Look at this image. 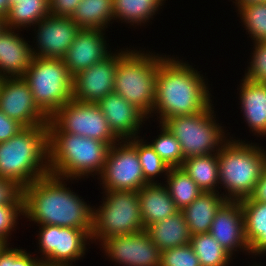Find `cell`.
<instances>
[{
    "mask_svg": "<svg viewBox=\"0 0 266 266\" xmlns=\"http://www.w3.org/2000/svg\"><path fill=\"white\" fill-rule=\"evenodd\" d=\"M64 180L48 174L22 189L24 216L39 225L78 228L91 236L93 208Z\"/></svg>",
    "mask_w": 266,
    "mask_h": 266,
    "instance_id": "1",
    "label": "cell"
},
{
    "mask_svg": "<svg viewBox=\"0 0 266 266\" xmlns=\"http://www.w3.org/2000/svg\"><path fill=\"white\" fill-rule=\"evenodd\" d=\"M169 56L158 54L152 113L159 114L160 123L174 116L201 113L212 104L207 79L188 62Z\"/></svg>",
    "mask_w": 266,
    "mask_h": 266,
    "instance_id": "2",
    "label": "cell"
},
{
    "mask_svg": "<svg viewBox=\"0 0 266 266\" xmlns=\"http://www.w3.org/2000/svg\"><path fill=\"white\" fill-rule=\"evenodd\" d=\"M47 127L51 175L66 181L88 178V175H101L110 144L62 132L50 120Z\"/></svg>",
    "mask_w": 266,
    "mask_h": 266,
    "instance_id": "3",
    "label": "cell"
},
{
    "mask_svg": "<svg viewBox=\"0 0 266 266\" xmlns=\"http://www.w3.org/2000/svg\"><path fill=\"white\" fill-rule=\"evenodd\" d=\"M50 174L47 125L23 127L8 141L0 142V177L24 189Z\"/></svg>",
    "mask_w": 266,
    "mask_h": 266,
    "instance_id": "4",
    "label": "cell"
},
{
    "mask_svg": "<svg viewBox=\"0 0 266 266\" xmlns=\"http://www.w3.org/2000/svg\"><path fill=\"white\" fill-rule=\"evenodd\" d=\"M244 142L231 137L217 152L219 184L225 189L226 200L240 201L250 197L266 167L264 148Z\"/></svg>",
    "mask_w": 266,
    "mask_h": 266,
    "instance_id": "5",
    "label": "cell"
},
{
    "mask_svg": "<svg viewBox=\"0 0 266 266\" xmlns=\"http://www.w3.org/2000/svg\"><path fill=\"white\" fill-rule=\"evenodd\" d=\"M118 51L114 93L136 106L148 118L155 104L158 53L142 50Z\"/></svg>",
    "mask_w": 266,
    "mask_h": 266,
    "instance_id": "6",
    "label": "cell"
},
{
    "mask_svg": "<svg viewBox=\"0 0 266 266\" xmlns=\"http://www.w3.org/2000/svg\"><path fill=\"white\" fill-rule=\"evenodd\" d=\"M22 78L48 118L72 99L73 76L63 59L33 57Z\"/></svg>",
    "mask_w": 266,
    "mask_h": 266,
    "instance_id": "7",
    "label": "cell"
},
{
    "mask_svg": "<svg viewBox=\"0 0 266 266\" xmlns=\"http://www.w3.org/2000/svg\"><path fill=\"white\" fill-rule=\"evenodd\" d=\"M103 203L93 207L92 242L145 230L138 191L104 190Z\"/></svg>",
    "mask_w": 266,
    "mask_h": 266,
    "instance_id": "8",
    "label": "cell"
},
{
    "mask_svg": "<svg viewBox=\"0 0 266 266\" xmlns=\"http://www.w3.org/2000/svg\"><path fill=\"white\" fill-rule=\"evenodd\" d=\"M212 106L201 113L174 116L161 122L178 140L185 159L217 153L229 139L224 127L216 122Z\"/></svg>",
    "mask_w": 266,
    "mask_h": 266,
    "instance_id": "9",
    "label": "cell"
},
{
    "mask_svg": "<svg viewBox=\"0 0 266 266\" xmlns=\"http://www.w3.org/2000/svg\"><path fill=\"white\" fill-rule=\"evenodd\" d=\"M49 120L62 132L93 138L110 145L120 141L110 129L97 103H85L71 99Z\"/></svg>",
    "mask_w": 266,
    "mask_h": 266,
    "instance_id": "10",
    "label": "cell"
},
{
    "mask_svg": "<svg viewBox=\"0 0 266 266\" xmlns=\"http://www.w3.org/2000/svg\"><path fill=\"white\" fill-rule=\"evenodd\" d=\"M98 179L107 191H139L148 184L137 150L127 140H120L110 146L104 169Z\"/></svg>",
    "mask_w": 266,
    "mask_h": 266,
    "instance_id": "11",
    "label": "cell"
},
{
    "mask_svg": "<svg viewBox=\"0 0 266 266\" xmlns=\"http://www.w3.org/2000/svg\"><path fill=\"white\" fill-rule=\"evenodd\" d=\"M38 226L40 259L45 265H73L85 255L87 242H92L91 236L78 228Z\"/></svg>",
    "mask_w": 266,
    "mask_h": 266,
    "instance_id": "12",
    "label": "cell"
},
{
    "mask_svg": "<svg viewBox=\"0 0 266 266\" xmlns=\"http://www.w3.org/2000/svg\"><path fill=\"white\" fill-rule=\"evenodd\" d=\"M109 260L122 266H159L161 250L143 230L133 234L109 237L100 244Z\"/></svg>",
    "mask_w": 266,
    "mask_h": 266,
    "instance_id": "13",
    "label": "cell"
},
{
    "mask_svg": "<svg viewBox=\"0 0 266 266\" xmlns=\"http://www.w3.org/2000/svg\"><path fill=\"white\" fill-rule=\"evenodd\" d=\"M0 111L23 127L47 125L49 118L35 104L22 77H5L0 90Z\"/></svg>",
    "mask_w": 266,
    "mask_h": 266,
    "instance_id": "14",
    "label": "cell"
},
{
    "mask_svg": "<svg viewBox=\"0 0 266 266\" xmlns=\"http://www.w3.org/2000/svg\"><path fill=\"white\" fill-rule=\"evenodd\" d=\"M37 47H32L33 56L41 58L63 59L67 50L73 43L80 31L70 17L54 16L47 17L34 25ZM38 27V28H36Z\"/></svg>",
    "mask_w": 266,
    "mask_h": 266,
    "instance_id": "15",
    "label": "cell"
},
{
    "mask_svg": "<svg viewBox=\"0 0 266 266\" xmlns=\"http://www.w3.org/2000/svg\"><path fill=\"white\" fill-rule=\"evenodd\" d=\"M118 52L73 76L72 99L85 103H98L114 92V79Z\"/></svg>",
    "mask_w": 266,
    "mask_h": 266,
    "instance_id": "16",
    "label": "cell"
},
{
    "mask_svg": "<svg viewBox=\"0 0 266 266\" xmlns=\"http://www.w3.org/2000/svg\"><path fill=\"white\" fill-rule=\"evenodd\" d=\"M209 233L232 256L239 250L247 251L249 254L240 201L226 200L221 205L215 214Z\"/></svg>",
    "mask_w": 266,
    "mask_h": 266,
    "instance_id": "17",
    "label": "cell"
},
{
    "mask_svg": "<svg viewBox=\"0 0 266 266\" xmlns=\"http://www.w3.org/2000/svg\"><path fill=\"white\" fill-rule=\"evenodd\" d=\"M100 29L81 28L63 58L72 76L102 61L112 52L108 51L105 32Z\"/></svg>",
    "mask_w": 266,
    "mask_h": 266,
    "instance_id": "18",
    "label": "cell"
},
{
    "mask_svg": "<svg viewBox=\"0 0 266 266\" xmlns=\"http://www.w3.org/2000/svg\"><path fill=\"white\" fill-rule=\"evenodd\" d=\"M110 129L120 140L138 137L139 128L148 117L116 93L107 94L98 103Z\"/></svg>",
    "mask_w": 266,
    "mask_h": 266,
    "instance_id": "19",
    "label": "cell"
},
{
    "mask_svg": "<svg viewBox=\"0 0 266 266\" xmlns=\"http://www.w3.org/2000/svg\"><path fill=\"white\" fill-rule=\"evenodd\" d=\"M16 29L5 27L0 31V76L22 77L31 65L33 51Z\"/></svg>",
    "mask_w": 266,
    "mask_h": 266,
    "instance_id": "20",
    "label": "cell"
},
{
    "mask_svg": "<svg viewBox=\"0 0 266 266\" xmlns=\"http://www.w3.org/2000/svg\"><path fill=\"white\" fill-rule=\"evenodd\" d=\"M241 112L250 130L257 136H266V84L243 77L239 88ZM260 135V136H259Z\"/></svg>",
    "mask_w": 266,
    "mask_h": 266,
    "instance_id": "21",
    "label": "cell"
},
{
    "mask_svg": "<svg viewBox=\"0 0 266 266\" xmlns=\"http://www.w3.org/2000/svg\"><path fill=\"white\" fill-rule=\"evenodd\" d=\"M144 228L176 214L179 209L170 197L167 186L162 183H148L138 191Z\"/></svg>",
    "mask_w": 266,
    "mask_h": 266,
    "instance_id": "22",
    "label": "cell"
},
{
    "mask_svg": "<svg viewBox=\"0 0 266 266\" xmlns=\"http://www.w3.org/2000/svg\"><path fill=\"white\" fill-rule=\"evenodd\" d=\"M203 192L181 210L191 235L210 232L215 214L226 201L224 192Z\"/></svg>",
    "mask_w": 266,
    "mask_h": 266,
    "instance_id": "23",
    "label": "cell"
},
{
    "mask_svg": "<svg viewBox=\"0 0 266 266\" xmlns=\"http://www.w3.org/2000/svg\"><path fill=\"white\" fill-rule=\"evenodd\" d=\"M243 211L245 237L249 244V255L266 253V203L250 197L240 200Z\"/></svg>",
    "mask_w": 266,
    "mask_h": 266,
    "instance_id": "24",
    "label": "cell"
},
{
    "mask_svg": "<svg viewBox=\"0 0 266 266\" xmlns=\"http://www.w3.org/2000/svg\"><path fill=\"white\" fill-rule=\"evenodd\" d=\"M145 231L161 251L186 245L192 236L180 210L160 222L148 225Z\"/></svg>",
    "mask_w": 266,
    "mask_h": 266,
    "instance_id": "25",
    "label": "cell"
},
{
    "mask_svg": "<svg viewBox=\"0 0 266 266\" xmlns=\"http://www.w3.org/2000/svg\"><path fill=\"white\" fill-rule=\"evenodd\" d=\"M181 168L203 192H219L218 153L186 158Z\"/></svg>",
    "mask_w": 266,
    "mask_h": 266,
    "instance_id": "26",
    "label": "cell"
},
{
    "mask_svg": "<svg viewBox=\"0 0 266 266\" xmlns=\"http://www.w3.org/2000/svg\"><path fill=\"white\" fill-rule=\"evenodd\" d=\"M9 11L4 17L5 27L20 30L33 27L47 17L49 12L48 0H8Z\"/></svg>",
    "mask_w": 266,
    "mask_h": 266,
    "instance_id": "27",
    "label": "cell"
},
{
    "mask_svg": "<svg viewBox=\"0 0 266 266\" xmlns=\"http://www.w3.org/2000/svg\"><path fill=\"white\" fill-rule=\"evenodd\" d=\"M70 18L80 28L105 31L114 19L113 0H81Z\"/></svg>",
    "mask_w": 266,
    "mask_h": 266,
    "instance_id": "28",
    "label": "cell"
},
{
    "mask_svg": "<svg viewBox=\"0 0 266 266\" xmlns=\"http://www.w3.org/2000/svg\"><path fill=\"white\" fill-rule=\"evenodd\" d=\"M166 0H113L114 19L132 26L142 25L153 20L158 9ZM153 16V17H152ZM116 18V19H115Z\"/></svg>",
    "mask_w": 266,
    "mask_h": 266,
    "instance_id": "29",
    "label": "cell"
},
{
    "mask_svg": "<svg viewBox=\"0 0 266 266\" xmlns=\"http://www.w3.org/2000/svg\"><path fill=\"white\" fill-rule=\"evenodd\" d=\"M166 186L176 207L181 211L190 205L203 191L181 167L170 168Z\"/></svg>",
    "mask_w": 266,
    "mask_h": 266,
    "instance_id": "30",
    "label": "cell"
},
{
    "mask_svg": "<svg viewBox=\"0 0 266 266\" xmlns=\"http://www.w3.org/2000/svg\"><path fill=\"white\" fill-rule=\"evenodd\" d=\"M190 245L201 266H229L232 255L208 232L191 236Z\"/></svg>",
    "mask_w": 266,
    "mask_h": 266,
    "instance_id": "31",
    "label": "cell"
},
{
    "mask_svg": "<svg viewBox=\"0 0 266 266\" xmlns=\"http://www.w3.org/2000/svg\"><path fill=\"white\" fill-rule=\"evenodd\" d=\"M139 138L140 137L138 136L128 139L127 141L137 150L145 180L148 183H155V177L162 174L165 175V178L170 167L155 152L154 148L150 145V142L146 143L144 139Z\"/></svg>",
    "mask_w": 266,
    "mask_h": 266,
    "instance_id": "32",
    "label": "cell"
},
{
    "mask_svg": "<svg viewBox=\"0 0 266 266\" xmlns=\"http://www.w3.org/2000/svg\"><path fill=\"white\" fill-rule=\"evenodd\" d=\"M236 11L240 14L243 27L252 38V42L266 41V2L246 4Z\"/></svg>",
    "mask_w": 266,
    "mask_h": 266,
    "instance_id": "33",
    "label": "cell"
},
{
    "mask_svg": "<svg viewBox=\"0 0 266 266\" xmlns=\"http://www.w3.org/2000/svg\"><path fill=\"white\" fill-rule=\"evenodd\" d=\"M161 130L158 138L152 140L150 145L154 148L155 152L161 159L170 167H181L184 161L181 145L175 136L166 127L159 123Z\"/></svg>",
    "mask_w": 266,
    "mask_h": 266,
    "instance_id": "34",
    "label": "cell"
},
{
    "mask_svg": "<svg viewBox=\"0 0 266 266\" xmlns=\"http://www.w3.org/2000/svg\"><path fill=\"white\" fill-rule=\"evenodd\" d=\"M159 266H201L190 243L161 252Z\"/></svg>",
    "mask_w": 266,
    "mask_h": 266,
    "instance_id": "35",
    "label": "cell"
},
{
    "mask_svg": "<svg viewBox=\"0 0 266 266\" xmlns=\"http://www.w3.org/2000/svg\"><path fill=\"white\" fill-rule=\"evenodd\" d=\"M254 49L250 64L245 72V77L248 80L266 84V41L253 42Z\"/></svg>",
    "mask_w": 266,
    "mask_h": 266,
    "instance_id": "36",
    "label": "cell"
},
{
    "mask_svg": "<svg viewBox=\"0 0 266 266\" xmlns=\"http://www.w3.org/2000/svg\"><path fill=\"white\" fill-rule=\"evenodd\" d=\"M22 215L24 217V204H5L0 205V240L9 245L8 238L11 231L15 230V226L18 221V217Z\"/></svg>",
    "mask_w": 266,
    "mask_h": 266,
    "instance_id": "37",
    "label": "cell"
},
{
    "mask_svg": "<svg viewBox=\"0 0 266 266\" xmlns=\"http://www.w3.org/2000/svg\"><path fill=\"white\" fill-rule=\"evenodd\" d=\"M42 260L34 258L26 250L10 248L5 245L0 251V266H41Z\"/></svg>",
    "mask_w": 266,
    "mask_h": 266,
    "instance_id": "38",
    "label": "cell"
},
{
    "mask_svg": "<svg viewBox=\"0 0 266 266\" xmlns=\"http://www.w3.org/2000/svg\"><path fill=\"white\" fill-rule=\"evenodd\" d=\"M24 204L22 188L13 181L0 177V205Z\"/></svg>",
    "mask_w": 266,
    "mask_h": 266,
    "instance_id": "39",
    "label": "cell"
},
{
    "mask_svg": "<svg viewBox=\"0 0 266 266\" xmlns=\"http://www.w3.org/2000/svg\"><path fill=\"white\" fill-rule=\"evenodd\" d=\"M49 12L54 16L71 17L81 0H48Z\"/></svg>",
    "mask_w": 266,
    "mask_h": 266,
    "instance_id": "40",
    "label": "cell"
},
{
    "mask_svg": "<svg viewBox=\"0 0 266 266\" xmlns=\"http://www.w3.org/2000/svg\"><path fill=\"white\" fill-rule=\"evenodd\" d=\"M21 129H23V126L20 123L10 119L2 111H0V142L8 141Z\"/></svg>",
    "mask_w": 266,
    "mask_h": 266,
    "instance_id": "41",
    "label": "cell"
},
{
    "mask_svg": "<svg viewBox=\"0 0 266 266\" xmlns=\"http://www.w3.org/2000/svg\"><path fill=\"white\" fill-rule=\"evenodd\" d=\"M250 198L254 201L266 203V167L264 168Z\"/></svg>",
    "mask_w": 266,
    "mask_h": 266,
    "instance_id": "42",
    "label": "cell"
},
{
    "mask_svg": "<svg viewBox=\"0 0 266 266\" xmlns=\"http://www.w3.org/2000/svg\"><path fill=\"white\" fill-rule=\"evenodd\" d=\"M10 4L8 0H0V16L5 17L9 11Z\"/></svg>",
    "mask_w": 266,
    "mask_h": 266,
    "instance_id": "43",
    "label": "cell"
},
{
    "mask_svg": "<svg viewBox=\"0 0 266 266\" xmlns=\"http://www.w3.org/2000/svg\"><path fill=\"white\" fill-rule=\"evenodd\" d=\"M258 2H264V0H235V2L233 1V3H235L237 9L243 5L246 4H251V3H258Z\"/></svg>",
    "mask_w": 266,
    "mask_h": 266,
    "instance_id": "44",
    "label": "cell"
},
{
    "mask_svg": "<svg viewBox=\"0 0 266 266\" xmlns=\"http://www.w3.org/2000/svg\"><path fill=\"white\" fill-rule=\"evenodd\" d=\"M4 28H5L4 17L0 16V31H2Z\"/></svg>",
    "mask_w": 266,
    "mask_h": 266,
    "instance_id": "45",
    "label": "cell"
},
{
    "mask_svg": "<svg viewBox=\"0 0 266 266\" xmlns=\"http://www.w3.org/2000/svg\"><path fill=\"white\" fill-rule=\"evenodd\" d=\"M5 244L0 240V251L4 248Z\"/></svg>",
    "mask_w": 266,
    "mask_h": 266,
    "instance_id": "46",
    "label": "cell"
},
{
    "mask_svg": "<svg viewBox=\"0 0 266 266\" xmlns=\"http://www.w3.org/2000/svg\"><path fill=\"white\" fill-rule=\"evenodd\" d=\"M3 79H4V77L0 76V90H1V86H2Z\"/></svg>",
    "mask_w": 266,
    "mask_h": 266,
    "instance_id": "47",
    "label": "cell"
},
{
    "mask_svg": "<svg viewBox=\"0 0 266 266\" xmlns=\"http://www.w3.org/2000/svg\"><path fill=\"white\" fill-rule=\"evenodd\" d=\"M46 266H72V265H46Z\"/></svg>",
    "mask_w": 266,
    "mask_h": 266,
    "instance_id": "48",
    "label": "cell"
}]
</instances>
